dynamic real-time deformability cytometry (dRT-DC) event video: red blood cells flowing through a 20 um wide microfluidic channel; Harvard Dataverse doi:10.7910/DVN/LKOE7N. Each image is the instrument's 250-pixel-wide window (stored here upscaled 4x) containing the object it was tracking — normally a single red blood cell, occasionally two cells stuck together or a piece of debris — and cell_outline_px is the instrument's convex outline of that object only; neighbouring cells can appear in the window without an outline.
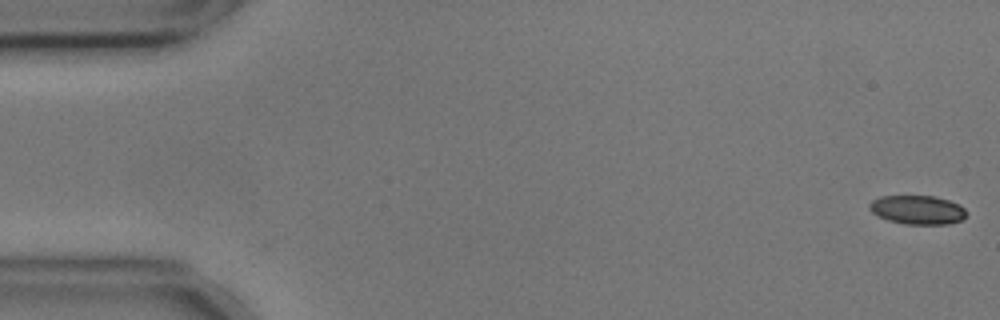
{"species": "common noctule bat (a hibernating species)", "species_latin": "Nyctalus noctula", "temperature_condition": "cold", "stored_images_in_passage": 56, "camera_frame_rate_fps": 3000, "um_per_image_px": 0.085, "animal": {"sex": "male", "body_mass_g": 17.9, "forearm_length_mm": 54.2}, "frame": {"image": 1, "passage_image": 1, "time_ms": 0.0, "image_size_px": [1000, 320], "cell_outline_px": [[968, 212], [960, 220], [948, 224], [904, 224], [888, 220], [872, 212], [868, 208], [868, 204], [872, 200], [880, 196], [932, 196], [948, 200], [964, 208]], "centroid_in_image_um": [77.95, 17.83], "position_along_channel_um": 7.0, "area_um2": 16.18}}
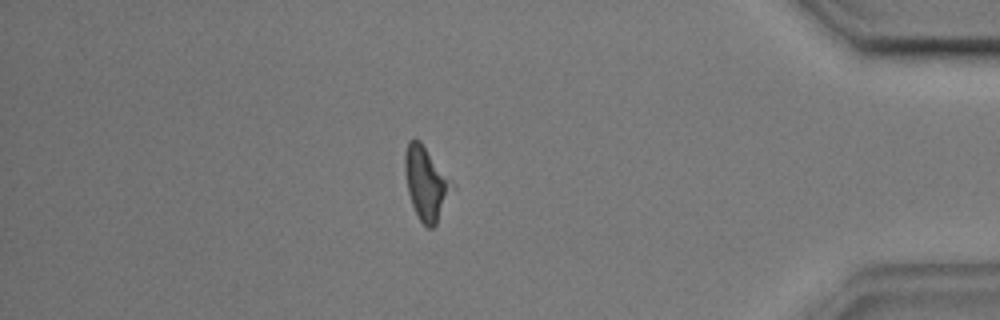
{"frame": {"image": 2, "passage_image": 48, "time_ms": 15.667, "image_size_px": [1000, 320], "cell_outline_px": [[456, 188], [436, 224], [432, 228], [428, 228], [420, 220], [412, 204], [408, 192], [404, 172], [404, 156], [408, 140], [420, 140], [452, 180]], "centroid_in_image_um": [36.25, 15.57], "position_along_channel_um": 399.0, "area_um2": 20.35}}
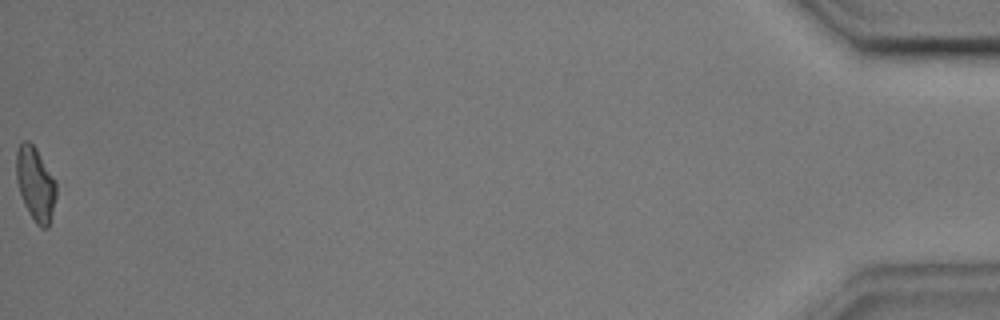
{"frame": {"image": 3, "passage_image": 56, "time_ms": 18.333, "image_size_px": [1000, 320], "cell_outline_px": [[56, 196], [48, 228], [40, 228], [36, 224], [28, 212], [24, 204], [16, 180], [16, 152], [20, 144], [24, 140], [28, 140], [36, 148], [56, 180]], "centroid_in_image_um": [3.01, 15.63], "position_along_channel_um": 432.2, "area_um2": 17.22}}